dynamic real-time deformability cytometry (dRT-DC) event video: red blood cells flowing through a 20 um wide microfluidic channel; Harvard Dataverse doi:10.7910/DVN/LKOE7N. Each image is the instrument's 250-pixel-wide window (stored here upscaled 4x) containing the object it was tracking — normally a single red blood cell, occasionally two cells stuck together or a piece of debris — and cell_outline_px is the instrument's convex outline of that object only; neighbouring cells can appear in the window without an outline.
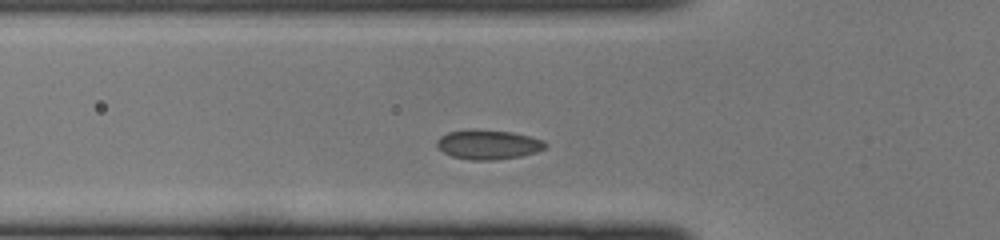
{"species": "common noctule bat (a hibernating species)", "species_latin": "Nyctalus noctula", "temperature_condition": "cold", "stored_images_in_passage": 33, "camera_frame_rate_fps": 3000, "um_per_image_px": 0.085, "animal": {"sex": "female", "body_mass_g": 22.0, "forearm_length_mm": 56.7}, "frame": {"image": 1, "passage_image": 2, "time_ms": 0.333, "image_size_px": [1000, 240], "cell_outline_px": [[548, 144], [544, 148], [536, 152], [520, 156], [492, 160], [472, 160], [452, 156], [444, 152], [436, 144], [436, 140], [440, 136], [448, 132], [468, 128], [476, 128], [512, 132], [544, 140]], "centroid_in_image_um": [41.48, 12.26], "position_along_channel_um": 84.3, "area_um2": 18.79}}
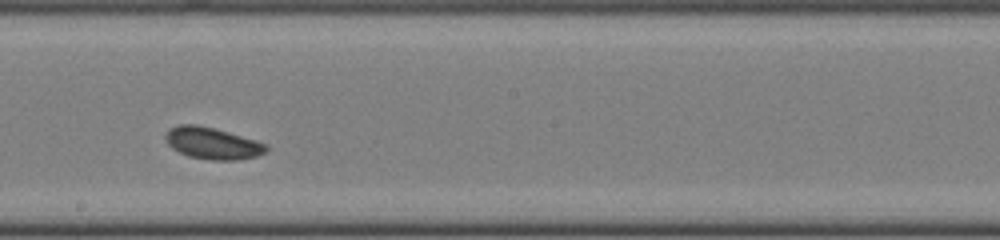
{"frame": {"image": 2, "passage_image": 12, "time_ms": 3.667, "image_size_px": [1000, 240], "cell_outline_px": [[268, 148], [264, 152], [256, 156], [236, 160], [212, 160], [188, 156], [172, 148], [168, 144], [164, 136], [168, 128], [176, 124], [196, 124], [228, 132], [256, 140], [268, 144]], "centroid_in_image_um": [18.02, 12.16], "position_along_channel_um": 230.2, "area_um2": 18.61}}
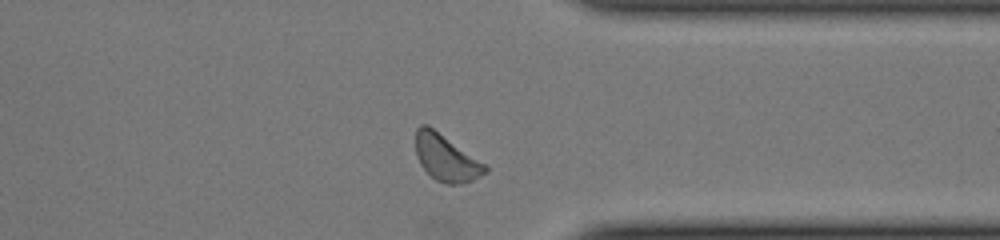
{"frame": {"image": 3, "passage_image": 22, "time_ms": 7.0, "image_size_px": [1000, 240], "cell_outline_px": [[488, 172], [464, 184], [444, 184], [436, 180], [420, 164], [416, 156], [416, 128], [420, 124], [428, 124], [488, 164]], "centroid_in_image_um": [37.96, 13.4], "position_along_channel_um": 373.4, "area_um2": 19.25}}